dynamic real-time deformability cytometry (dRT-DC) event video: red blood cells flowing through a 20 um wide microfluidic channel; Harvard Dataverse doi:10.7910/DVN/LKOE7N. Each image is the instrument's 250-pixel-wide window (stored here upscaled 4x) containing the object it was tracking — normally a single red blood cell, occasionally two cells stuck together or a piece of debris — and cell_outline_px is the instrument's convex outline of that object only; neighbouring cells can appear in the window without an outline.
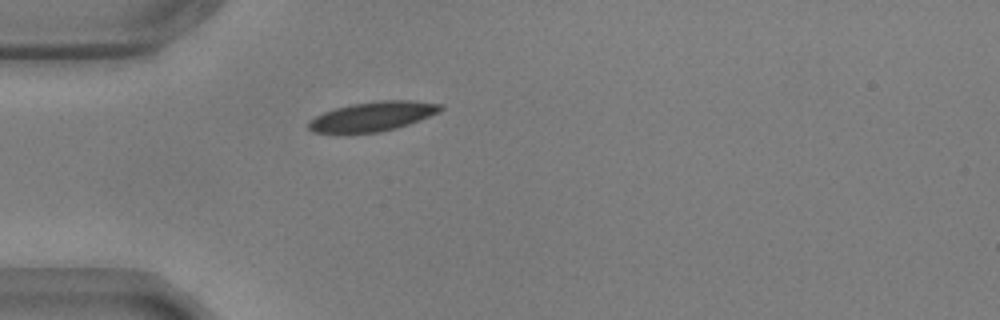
{"species": "common noctule bat (a hibernating species)", "species_latin": "Nyctalus noctula", "temperature_condition": "warm", "stored_images_in_passage": 32, "camera_frame_rate_fps": 3000, "um_per_image_px": 0.085, "animal": {"sex": "male", "body_mass_g": 17.9, "forearm_length_mm": 54.2}, "frame": {"image": 1, "passage_image": 1, "time_ms": 0.0, "image_size_px": [1000, 320], "cell_outline_px": [[444, 108], [440, 112], [420, 120], [396, 128], [380, 132], [312, 132], [308, 128], [308, 120], [324, 112], [336, 108], [352, 104], [380, 100], [412, 100], [444, 104]], "centroid_in_image_um": [31.73, 9.87], "position_along_channel_um": 53.3, "area_um2": 22.54}}
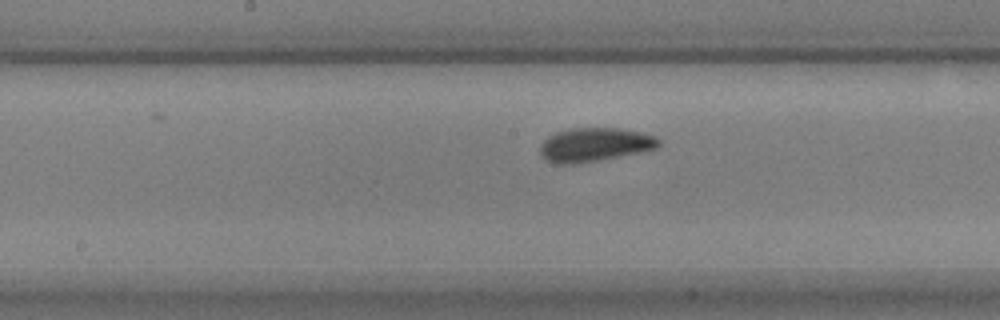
{"frame": {"image": 2, "passage_image": 14, "time_ms": 4.333, "image_size_px": [1000, 320], "cell_outline_px": [[660, 144], [656, 148], [640, 152], [576, 164], [556, 164], [544, 160], [540, 156], [540, 144], [548, 136], [556, 132], [572, 128], [616, 128], [640, 132], [656, 136], [660, 140]], "centroid_in_image_um": [50.5, 12.3], "position_along_channel_um": 197.7, "area_um2": 23.35}}
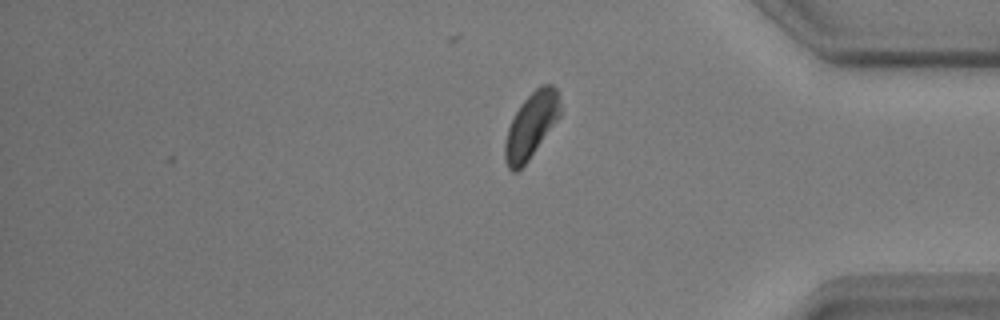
{"frame": {"image": 3, "passage_image": 32, "time_ms": 10.333, "image_size_px": [1000, 320], "cell_outline_px": [[560, 116], [528, 160], [516, 172], [512, 172], [508, 168], [504, 160], [504, 144], [508, 128], [520, 104], [540, 84], [552, 84], [556, 88], [560, 104]], "centroid_in_image_um": [45.13, 10.66], "position_along_channel_um": 390.1, "area_um2": 20.81}, "authors_computed_cell_mechanics": {"area_um2": 22.4553, "velocity_mm_per_s": 3.5241, "shape_relaxation_time_tau1_ms": 3.1168, "shape_relaxation_time_tau2_ms": 1.5203, "deformation_change_tau1": 0.117, "deformation_change_tau2": 0.0446}}